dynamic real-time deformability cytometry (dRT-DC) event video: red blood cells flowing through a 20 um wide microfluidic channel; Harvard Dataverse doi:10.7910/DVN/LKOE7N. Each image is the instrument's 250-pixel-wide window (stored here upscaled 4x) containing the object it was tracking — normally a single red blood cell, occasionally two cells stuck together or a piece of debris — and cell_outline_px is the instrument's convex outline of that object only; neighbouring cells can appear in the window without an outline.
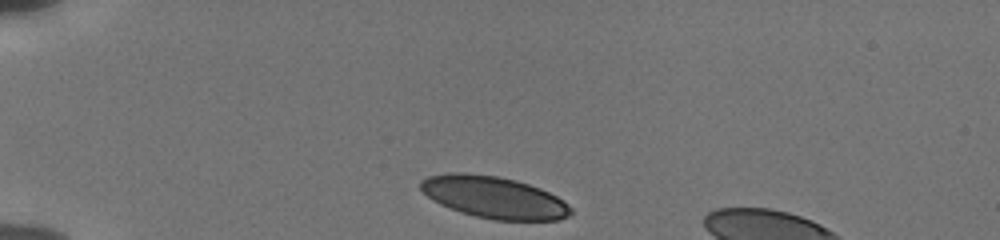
{"species": "human", "species_latin": "Homo sapiens", "temperature_condition": "cold", "stored_images_in_passage": 35, "camera_frame_rate_fps": 3000, "um_per_image_px": 0.085, "donor": {"sex": "male"}, "frame": {"image": 1, "passage_image": 1, "time_ms": 0.0, "image_size_px": [1000, 240], "cell_outline_px": [[572, 212], [568, 216], [560, 220], [492, 220], [460, 212], [440, 204], [432, 200], [420, 188], [420, 180], [428, 176], [448, 172], [464, 172], [496, 176], [516, 180], [540, 188], [564, 200], [572, 208]], "centroid_in_image_um": [41.98, 16.77], "position_along_channel_um": 43.0, "area_um2": 36.76}}
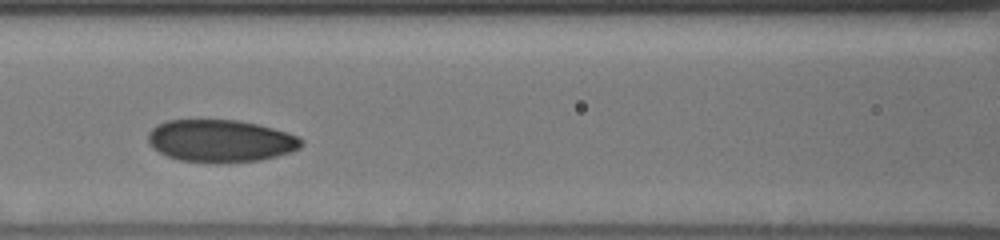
{"frame": {"image": 2, "passage_image": 13, "time_ms": 4.0, "image_size_px": [1000, 240], "cell_outline_px": [[304, 144], [300, 148], [292, 152], [260, 160], [216, 164], [180, 160], [168, 156], [152, 148], [148, 144], [148, 132], [156, 124], [168, 120], [240, 120], [272, 128], [296, 136], [304, 140]], "centroid_in_image_um": [18.73, 11.99], "position_along_channel_um": 147.9, "area_um2": 38.15}}
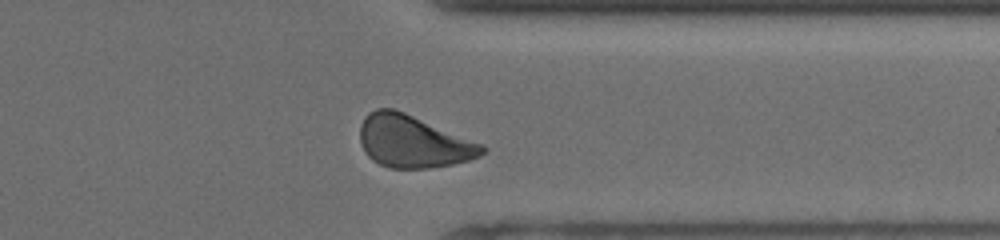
{"frame": {"image": 3, "passage_image": 31, "time_ms": 10.0, "image_size_px": [1000, 240], "cell_outline_px": [[488, 148], [480, 156], [468, 160], [452, 164], [428, 168], [388, 168], [372, 160], [364, 152], [360, 140], [360, 124], [364, 116], [368, 112], [376, 108], [396, 108], [484, 144]], "centroid_in_image_um": [35.11, 12.01], "position_along_channel_um": 376.3, "area_um2": 37.69}, "authors_computed_cell_mechanics": {"area_um2": 38.0324, "velocity_mm_per_s": 3.8129, "shape_relaxation_time_tau1_ms": 2.3169, "shape_relaxation_time_tau2_ms": 4.0592, "deformation_change_tau1": 0.0874, "deformation_change_tau2": 0.0765}}